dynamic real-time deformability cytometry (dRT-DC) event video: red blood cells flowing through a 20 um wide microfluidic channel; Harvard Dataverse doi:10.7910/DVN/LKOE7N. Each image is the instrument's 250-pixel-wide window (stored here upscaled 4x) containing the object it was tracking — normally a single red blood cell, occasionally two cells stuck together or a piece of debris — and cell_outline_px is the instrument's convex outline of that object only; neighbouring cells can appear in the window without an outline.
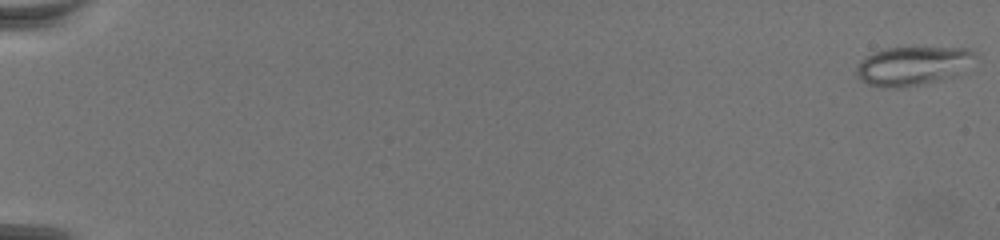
{"species": "common noctule bat (a hibernating species)", "species_latin": "Nyctalus noctula", "temperature_condition": "warm", "stored_images_in_passage": 72, "camera_frame_rate_fps": 3000, "um_per_image_px": 0.085, "animal": {"sex": "female", "body_mass_g": 19.5, "forearm_length_mm": 54.1}, "frame": {"image": 1, "passage_image": 1, "time_ms": 0.0, "image_size_px": [1000, 240], "cell_outline_px": [[972, 52], [936, 80], [920, 84], [896, 88], [888, 88], [868, 84], [860, 80], [856, 76], [856, 68], [868, 56], [884, 48], [964, 48]], "centroid_in_image_um": [77.2, 5.6], "position_along_channel_um": 7.8, "area_um2": 24.04}}
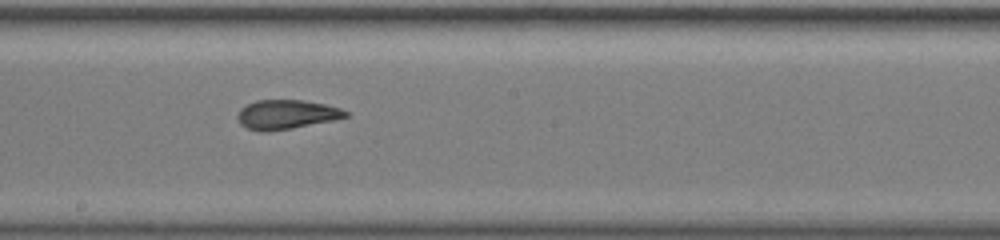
{"frame": {"image": 2, "passage_image": 43, "time_ms": 14.0, "image_size_px": [1000, 240], "cell_outline_px": [[348, 116], [332, 120], [292, 128], [268, 132], [260, 132], [248, 128], [240, 124], [236, 116], [240, 108], [256, 100], [304, 100], [324, 104], [340, 108], [348, 112]], "centroid_in_image_um": [24.3, 9.73], "position_along_channel_um": 223.9, "area_um2": 18.38}}
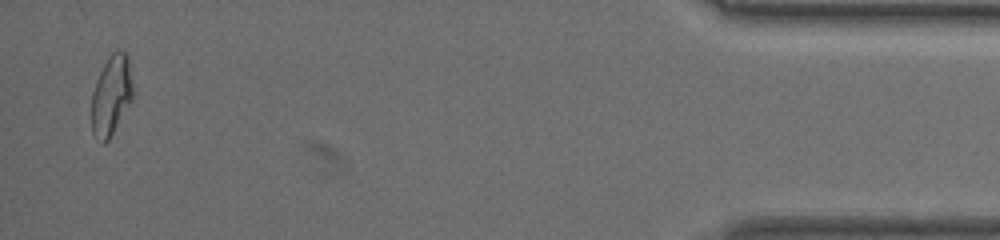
{"frame": {"image": 3, "passage_image": 70, "time_ms": 23.0, "image_size_px": [1000, 240], "cell_outline_px": [[136, 92], [132, 100], [108, 140], [104, 144], [92, 132], [92, 92], [96, 80], [108, 56], [116, 48], [124, 52], [128, 56]], "centroid_in_image_um": [9.5, 8.04], "position_along_channel_um": 425.7, "area_um2": 19.54}}